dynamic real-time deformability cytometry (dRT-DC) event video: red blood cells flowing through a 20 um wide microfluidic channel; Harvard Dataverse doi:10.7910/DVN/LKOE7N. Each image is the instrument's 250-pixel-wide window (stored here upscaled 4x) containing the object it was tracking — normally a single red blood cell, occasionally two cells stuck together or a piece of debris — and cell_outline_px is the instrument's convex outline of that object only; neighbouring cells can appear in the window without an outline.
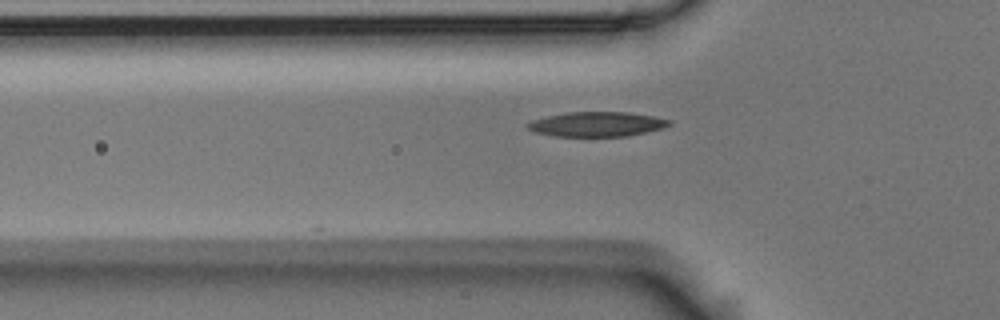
{"species": "Egyptian fruit bat (a non-hibernating species)", "species_latin": "Rousettus aegyptiacus", "temperature_condition": "room temperature", "stored_images_in_passage": 5, "camera_frame_rate_fps": 3000, "um_per_image_px": 0.085, "animal": {"sex": "male"}, "frame": {"image": 1, "passage_image": 3, "time_ms": 0.667, "image_size_px": [1000, 320], "cell_outline_px": [[672, 124], [660, 128], [628, 136], [556, 136], [536, 132], [528, 128], [524, 124], [532, 120], [548, 116], [568, 112], [628, 112], [652, 116], [672, 120]], "centroid_in_image_um": [50.72, 10.55], "position_along_channel_um": 75.1, "area_um2": 20.17}}